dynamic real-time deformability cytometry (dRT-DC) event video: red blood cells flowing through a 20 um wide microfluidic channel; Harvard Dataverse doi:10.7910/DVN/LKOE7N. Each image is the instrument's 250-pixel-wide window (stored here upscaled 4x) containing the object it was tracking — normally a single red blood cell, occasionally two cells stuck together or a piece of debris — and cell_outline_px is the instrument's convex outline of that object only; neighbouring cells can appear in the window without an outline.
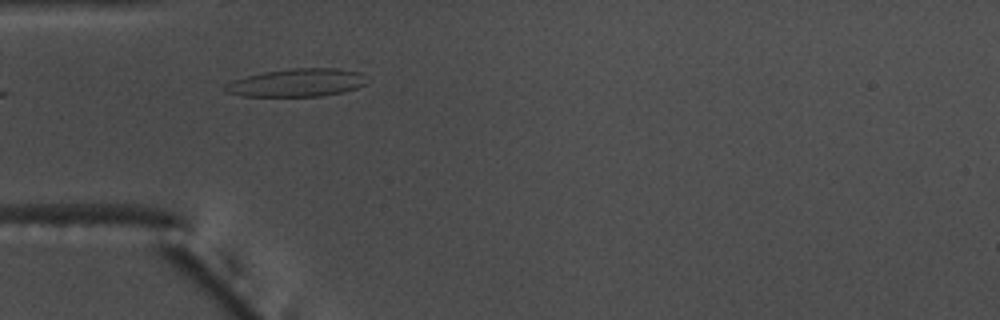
{"species": "common noctule bat (a hibernating species)", "species_latin": "Nyctalus noctula", "temperature_condition": "warm", "stored_images_in_passage": 5, "camera_frame_rate_fps": 3000, "um_per_image_px": 0.085, "animal": {"sex": "male", "body_mass_g": 17.5, "forearm_length_mm": 52.3}, "frame": {"image": 1, "passage_image": 2, "time_ms": 0.333, "image_size_px": [1000, 320], "cell_outline_px": [[372, 80], [356, 88], [344, 92], [320, 96], [244, 96], [228, 92], [224, 88], [224, 84], [232, 80], [264, 72], [292, 68], [336, 68], [360, 72], [368, 76]], "centroid_in_image_um": [25.31, 7.02], "position_along_channel_um": 59.7, "area_um2": 23.24}}